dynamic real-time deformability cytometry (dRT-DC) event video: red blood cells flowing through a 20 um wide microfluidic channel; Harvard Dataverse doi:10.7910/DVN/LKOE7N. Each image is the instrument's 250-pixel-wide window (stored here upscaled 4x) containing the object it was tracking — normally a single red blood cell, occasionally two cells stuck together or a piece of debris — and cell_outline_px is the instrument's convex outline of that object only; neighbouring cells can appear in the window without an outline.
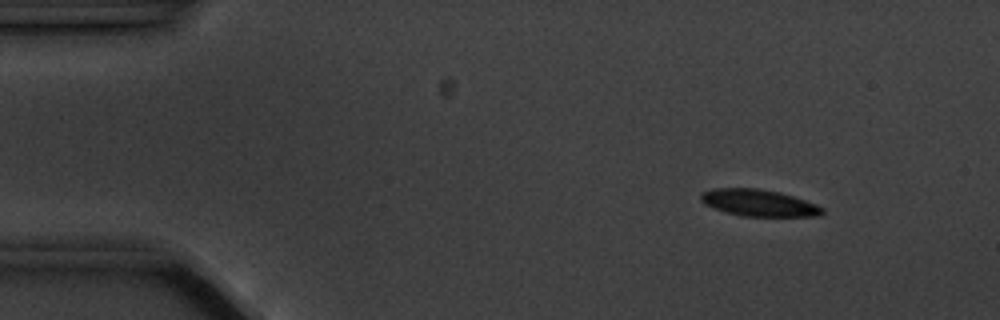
{"species": "common noctule bat (a hibernating species)", "species_latin": "Nyctalus noctula", "temperature_condition": "cold", "stored_images_in_passage": 4, "camera_frame_rate_fps": 3000, "um_per_image_px": 0.085, "animal": {"sex": "male", "body_mass_g": 20.1, "forearm_length_mm": 53.5}, "frame": {"image": 1, "passage_image": 1, "time_ms": 0.0, "image_size_px": [1000, 320], "cell_outline_px": [[824, 212], [820, 216], [740, 216], [724, 212], [704, 204], [700, 200], [700, 192], [712, 188], [756, 188], [780, 192], [816, 204], [824, 208]], "centroid_in_image_um": [64.45, 17.24], "position_along_channel_um": 20.5, "area_um2": 19.07}}